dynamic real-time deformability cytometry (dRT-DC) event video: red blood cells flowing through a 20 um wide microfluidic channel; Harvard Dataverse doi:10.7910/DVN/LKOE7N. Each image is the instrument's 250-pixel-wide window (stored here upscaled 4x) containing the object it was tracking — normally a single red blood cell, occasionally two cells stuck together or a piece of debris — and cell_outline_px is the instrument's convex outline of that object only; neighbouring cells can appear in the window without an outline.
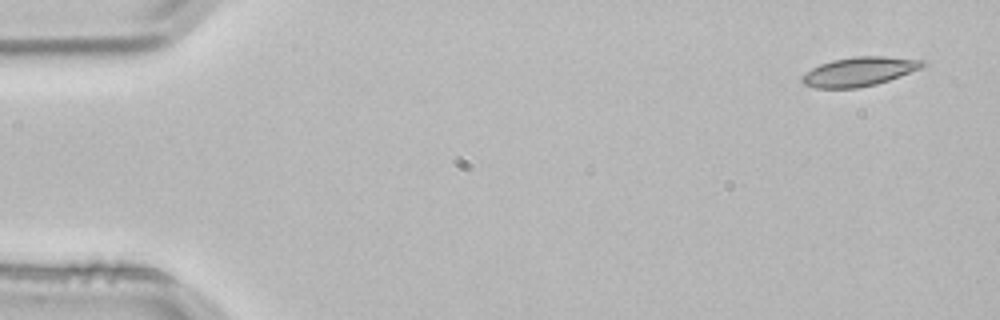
{"species": "common noctule bat (a hibernating species)", "species_latin": "Nyctalus noctula", "temperature_condition": "room temperature", "stored_images_in_passage": 4, "segment_of_instrument_passage": [2, 2], "camera_frame_rate_fps": 3000, "um_per_image_px": 0.085, "animal": {"sex": "male", "body_mass_g": 21.5, "forearm_length_mm": 52.0}, "frame": {"image": 1, "passage_image": 4, "time_ms": 1.0, "image_size_px": [1000, 320], "cell_outline_px": [[928, 64], [920, 68], [900, 76], [876, 84], [856, 88], [816, 88], [804, 84], [800, 80], [800, 76], [812, 68], [820, 64], [832, 60], [856, 56], [884, 56], [924, 60]], "centroid_in_image_um": [73.01, 6.08], "position_along_channel_um": 12.0, "area_um2": 20.4}}